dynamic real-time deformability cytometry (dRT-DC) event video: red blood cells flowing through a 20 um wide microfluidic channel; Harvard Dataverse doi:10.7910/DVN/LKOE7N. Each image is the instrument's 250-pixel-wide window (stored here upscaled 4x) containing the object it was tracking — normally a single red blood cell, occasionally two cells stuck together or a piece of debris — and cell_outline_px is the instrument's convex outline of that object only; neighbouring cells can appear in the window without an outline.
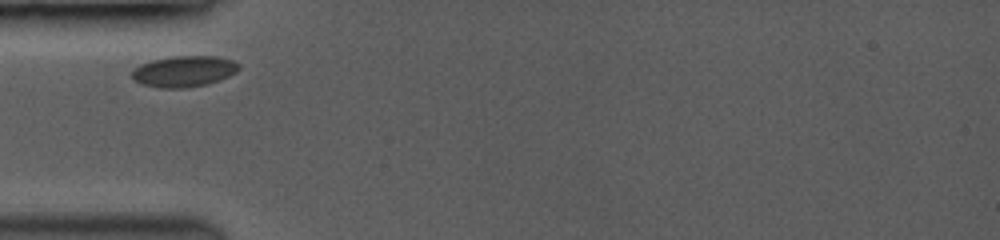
{"species": "common noctule bat (a hibernating species)", "species_latin": "Nyctalus noctula", "temperature_condition": "room temperature", "stored_images_in_passage": 17, "camera_frame_rate_fps": 3500, "um_per_image_px": 0.085, "animal": {"sex": "female", "body_mass_g": 19.0, "forearm_length_mm": 53.3}, "frame": {"image": 1, "passage_image": 1, "time_ms": 0.0, "image_size_px": [1000, 240], "cell_outline_px": [[240, 68], [236, 72], [220, 80], [204, 84], [184, 88], [160, 88], [140, 84], [132, 76], [132, 72], [140, 64], [152, 60], [172, 56], [216, 56], [232, 60], [240, 64]], "centroid_in_image_um": [15.65, 6.06], "position_along_channel_um": 69.4, "area_um2": 19.25}}
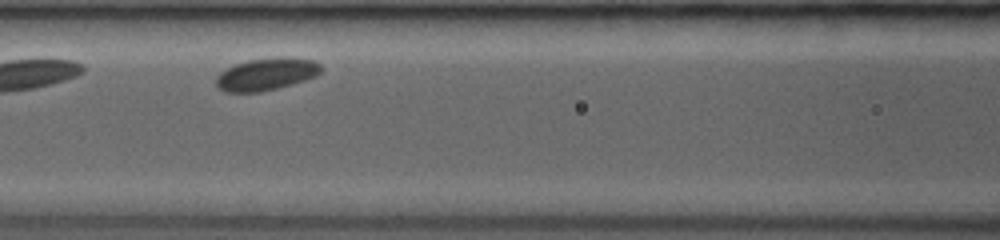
{"frame": {"image": 2, "passage_image": 8, "time_ms": 2.0, "image_size_px": [1000, 240], "cell_outline_px": [[320, 72], [316, 76], [292, 84], [276, 88], [256, 92], [228, 92], [220, 88], [216, 84], [216, 76], [220, 72], [236, 64], [248, 60], [280, 56], [284, 56], [312, 60], [320, 64]], "centroid_in_image_um": [22.64, 6.29], "position_along_channel_um": 144.0, "area_um2": 19.54}}
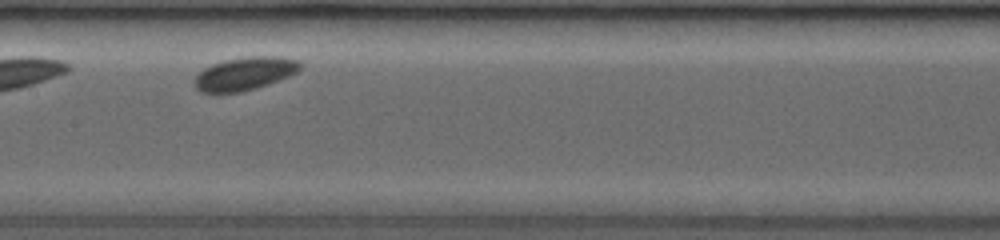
{"frame": {"image": 3, "passage_image": 12, "time_ms": 3.143, "image_size_px": [1000, 240], "cell_outline_px": [[300, 68], [296, 72], [288, 76], [268, 84], [256, 88], [236, 92], [204, 92], [196, 88], [196, 72], [212, 64], [224, 60], [252, 56], [276, 56], [300, 60]], "centroid_in_image_um": [20.8, 6.24], "position_along_channel_um": 186.6, "area_um2": 20.06}}